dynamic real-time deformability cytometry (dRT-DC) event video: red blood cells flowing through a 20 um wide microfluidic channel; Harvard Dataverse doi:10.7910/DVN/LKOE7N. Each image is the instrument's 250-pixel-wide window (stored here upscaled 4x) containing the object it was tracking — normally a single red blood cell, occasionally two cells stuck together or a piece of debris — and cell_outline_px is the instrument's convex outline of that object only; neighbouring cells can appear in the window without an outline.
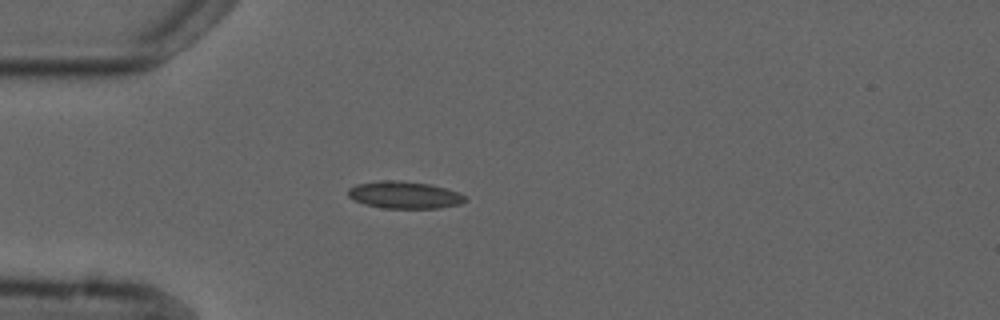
{"species": "common noctule bat (a hibernating species)", "species_latin": "Nyctalus noctula", "temperature_condition": "cold", "stored_images_in_passage": 2, "camera_frame_rate_fps": 3000, "um_per_image_px": 0.085, "animal": {"sex": "male", "forearm_length_mm": 52.5}, "frame": {"image": 1, "passage_image": 2, "time_ms": 1.0, "image_size_px": [1000, 320], "cell_outline_px": [[468, 200], [460, 204], [440, 208], [384, 208], [364, 204], [348, 196], [348, 188], [356, 184], [380, 180], [396, 180], [432, 184], [448, 188], [464, 196]], "centroid_in_image_um": [34.38, 16.56], "position_along_channel_um": 50.6, "area_um2": 18.61}}